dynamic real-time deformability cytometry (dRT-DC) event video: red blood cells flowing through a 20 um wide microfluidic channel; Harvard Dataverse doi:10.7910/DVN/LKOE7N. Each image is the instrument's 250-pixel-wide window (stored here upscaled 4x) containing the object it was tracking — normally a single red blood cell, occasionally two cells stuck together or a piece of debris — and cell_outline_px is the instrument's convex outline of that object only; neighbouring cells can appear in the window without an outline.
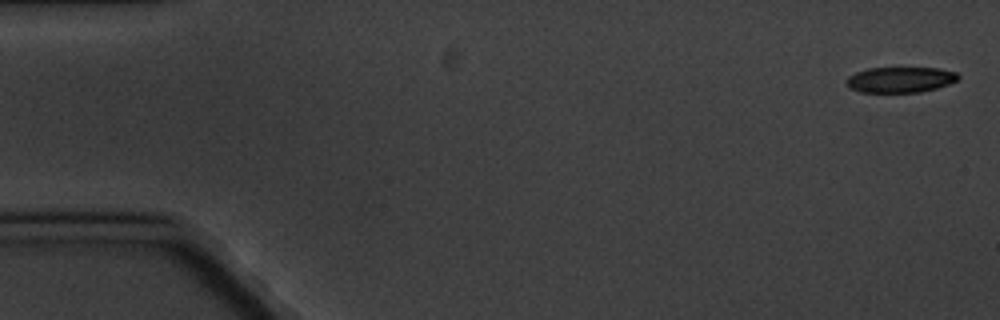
{"species": "common noctule bat (a hibernating species)", "species_latin": "Nyctalus noctula", "temperature_condition": "cold", "stored_images_in_passage": 8, "camera_frame_rate_fps": 3000, "um_per_image_px": 0.085, "animal": {"sex": "male", "body_mass_g": 20.1, "forearm_length_mm": 53.5}, "frame": {"image": 1, "passage_image": 1, "time_ms": 0.0, "image_size_px": [1000, 320], "cell_outline_px": [[960, 76], [956, 80], [948, 84], [936, 88], [920, 92], [860, 92], [848, 88], [848, 76], [856, 72], [868, 68], [940, 68], [956, 72]], "centroid_in_image_um": [76.53, 6.77], "position_along_channel_um": 8.5, "area_um2": 16.59}}
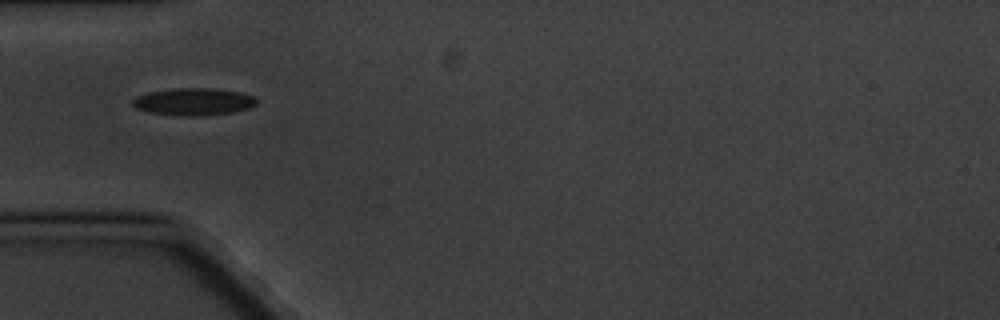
{"frame": {"image": 2, "passage_image": 5, "time_ms": 5.667, "image_size_px": [1000, 320], "cell_outline_px": [[256, 104], [248, 108], [232, 112], [192, 116], [184, 116], [148, 112], [136, 108], [132, 104], [132, 100], [136, 96], [148, 92], [172, 88], [212, 88], [240, 92], [252, 96], [256, 100]], "centroid_in_image_um": [16.4, 8.63], "position_along_channel_um": 68.6, "area_um2": 19.54}}